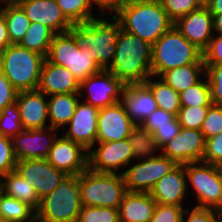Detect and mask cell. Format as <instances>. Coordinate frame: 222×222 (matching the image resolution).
I'll return each mask as SVG.
<instances>
[{
  "label": "cell",
  "mask_w": 222,
  "mask_h": 222,
  "mask_svg": "<svg viewBox=\"0 0 222 222\" xmlns=\"http://www.w3.org/2000/svg\"><path fill=\"white\" fill-rule=\"evenodd\" d=\"M175 28L200 50H204L214 36L213 16L207 6L191 11L174 22Z\"/></svg>",
  "instance_id": "obj_18"
},
{
  "label": "cell",
  "mask_w": 222,
  "mask_h": 222,
  "mask_svg": "<svg viewBox=\"0 0 222 222\" xmlns=\"http://www.w3.org/2000/svg\"><path fill=\"white\" fill-rule=\"evenodd\" d=\"M128 140L131 145L133 160L149 159L158 156L159 154L156 155V152L161 151L152 134L141 124H137L131 129Z\"/></svg>",
  "instance_id": "obj_30"
},
{
  "label": "cell",
  "mask_w": 222,
  "mask_h": 222,
  "mask_svg": "<svg viewBox=\"0 0 222 222\" xmlns=\"http://www.w3.org/2000/svg\"><path fill=\"white\" fill-rule=\"evenodd\" d=\"M45 59L35 51L11 44L0 52V69L18 92L37 90Z\"/></svg>",
  "instance_id": "obj_6"
},
{
  "label": "cell",
  "mask_w": 222,
  "mask_h": 222,
  "mask_svg": "<svg viewBox=\"0 0 222 222\" xmlns=\"http://www.w3.org/2000/svg\"><path fill=\"white\" fill-rule=\"evenodd\" d=\"M113 16L124 31L152 45L174 25L160 0L128 2Z\"/></svg>",
  "instance_id": "obj_3"
},
{
  "label": "cell",
  "mask_w": 222,
  "mask_h": 222,
  "mask_svg": "<svg viewBox=\"0 0 222 222\" xmlns=\"http://www.w3.org/2000/svg\"><path fill=\"white\" fill-rule=\"evenodd\" d=\"M176 115L165 110L157 108L143 122L142 126L151 134L157 129V126L170 125Z\"/></svg>",
  "instance_id": "obj_47"
},
{
  "label": "cell",
  "mask_w": 222,
  "mask_h": 222,
  "mask_svg": "<svg viewBox=\"0 0 222 222\" xmlns=\"http://www.w3.org/2000/svg\"><path fill=\"white\" fill-rule=\"evenodd\" d=\"M212 16L214 32L222 35V14H212Z\"/></svg>",
  "instance_id": "obj_53"
},
{
  "label": "cell",
  "mask_w": 222,
  "mask_h": 222,
  "mask_svg": "<svg viewBox=\"0 0 222 222\" xmlns=\"http://www.w3.org/2000/svg\"><path fill=\"white\" fill-rule=\"evenodd\" d=\"M200 131L206 139L216 136L222 132V106L212 104L207 112Z\"/></svg>",
  "instance_id": "obj_41"
},
{
  "label": "cell",
  "mask_w": 222,
  "mask_h": 222,
  "mask_svg": "<svg viewBox=\"0 0 222 222\" xmlns=\"http://www.w3.org/2000/svg\"><path fill=\"white\" fill-rule=\"evenodd\" d=\"M184 167L187 188L190 183L196 194L198 202L196 207L213 208L222 213V174L220 166L200 161L184 164Z\"/></svg>",
  "instance_id": "obj_9"
},
{
  "label": "cell",
  "mask_w": 222,
  "mask_h": 222,
  "mask_svg": "<svg viewBox=\"0 0 222 222\" xmlns=\"http://www.w3.org/2000/svg\"><path fill=\"white\" fill-rule=\"evenodd\" d=\"M81 208L79 175L65 174L58 187L40 200L36 222H77Z\"/></svg>",
  "instance_id": "obj_5"
},
{
  "label": "cell",
  "mask_w": 222,
  "mask_h": 222,
  "mask_svg": "<svg viewBox=\"0 0 222 222\" xmlns=\"http://www.w3.org/2000/svg\"><path fill=\"white\" fill-rule=\"evenodd\" d=\"M46 58L51 63L66 67L79 82L102 70L91 59L90 51L80 49L68 31L54 34Z\"/></svg>",
  "instance_id": "obj_8"
},
{
  "label": "cell",
  "mask_w": 222,
  "mask_h": 222,
  "mask_svg": "<svg viewBox=\"0 0 222 222\" xmlns=\"http://www.w3.org/2000/svg\"><path fill=\"white\" fill-rule=\"evenodd\" d=\"M201 6H207L210 0H197Z\"/></svg>",
  "instance_id": "obj_54"
},
{
  "label": "cell",
  "mask_w": 222,
  "mask_h": 222,
  "mask_svg": "<svg viewBox=\"0 0 222 222\" xmlns=\"http://www.w3.org/2000/svg\"><path fill=\"white\" fill-rule=\"evenodd\" d=\"M46 160L65 174L79 175L88 168V150L64 134L57 135Z\"/></svg>",
  "instance_id": "obj_15"
},
{
  "label": "cell",
  "mask_w": 222,
  "mask_h": 222,
  "mask_svg": "<svg viewBox=\"0 0 222 222\" xmlns=\"http://www.w3.org/2000/svg\"><path fill=\"white\" fill-rule=\"evenodd\" d=\"M205 144L206 140L200 130L181 128L161 149V153L178 165L200 162L205 154Z\"/></svg>",
  "instance_id": "obj_14"
},
{
  "label": "cell",
  "mask_w": 222,
  "mask_h": 222,
  "mask_svg": "<svg viewBox=\"0 0 222 222\" xmlns=\"http://www.w3.org/2000/svg\"><path fill=\"white\" fill-rule=\"evenodd\" d=\"M210 106H181L177 119L181 128L200 130Z\"/></svg>",
  "instance_id": "obj_37"
},
{
  "label": "cell",
  "mask_w": 222,
  "mask_h": 222,
  "mask_svg": "<svg viewBox=\"0 0 222 222\" xmlns=\"http://www.w3.org/2000/svg\"><path fill=\"white\" fill-rule=\"evenodd\" d=\"M91 2L93 6L97 5L99 7V11H102L101 16H106L105 13L108 12L117 13L129 2V0H91Z\"/></svg>",
  "instance_id": "obj_50"
},
{
  "label": "cell",
  "mask_w": 222,
  "mask_h": 222,
  "mask_svg": "<svg viewBox=\"0 0 222 222\" xmlns=\"http://www.w3.org/2000/svg\"><path fill=\"white\" fill-rule=\"evenodd\" d=\"M0 204H1V187H0ZM0 218H1V205H0Z\"/></svg>",
  "instance_id": "obj_57"
},
{
  "label": "cell",
  "mask_w": 222,
  "mask_h": 222,
  "mask_svg": "<svg viewBox=\"0 0 222 222\" xmlns=\"http://www.w3.org/2000/svg\"><path fill=\"white\" fill-rule=\"evenodd\" d=\"M144 1H158V0H129V2H144Z\"/></svg>",
  "instance_id": "obj_56"
},
{
  "label": "cell",
  "mask_w": 222,
  "mask_h": 222,
  "mask_svg": "<svg viewBox=\"0 0 222 222\" xmlns=\"http://www.w3.org/2000/svg\"><path fill=\"white\" fill-rule=\"evenodd\" d=\"M202 76H205V64H187L165 71L160 78L180 93L198 83Z\"/></svg>",
  "instance_id": "obj_28"
},
{
  "label": "cell",
  "mask_w": 222,
  "mask_h": 222,
  "mask_svg": "<svg viewBox=\"0 0 222 222\" xmlns=\"http://www.w3.org/2000/svg\"><path fill=\"white\" fill-rule=\"evenodd\" d=\"M120 103L136 125L142 124L158 108L153 93L145 83L126 85Z\"/></svg>",
  "instance_id": "obj_22"
},
{
  "label": "cell",
  "mask_w": 222,
  "mask_h": 222,
  "mask_svg": "<svg viewBox=\"0 0 222 222\" xmlns=\"http://www.w3.org/2000/svg\"><path fill=\"white\" fill-rule=\"evenodd\" d=\"M160 2L173 22L201 7L197 0H160Z\"/></svg>",
  "instance_id": "obj_39"
},
{
  "label": "cell",
  "mask_w": 222,
  "mask_h": 222,
  "mask_svg": "<svg viewBox=\"0 0 222 222\" xmlns=\"http://www.w3.org/2000/svg\"><path fill=\"white\" fill-rule=\"evenodd\" d=\"M23 130L20 112L16 102L0 111V135L12 138Z\"/></svg>",
  "instance_id": "obj_36"
},
{
  "label": "cell",
  "mask_w": 222,
  "mask_h": 222,
  "mask_svg": "<svg viewBox=\"0 0 222 222\" xmlns=\"http://www.w3.org/2000/svg\"><path fill=\"white\" fill-rule=\"evenodd\" d=\"M17 172L31 186L41 200L53 192L59 185L65 173L52 166L46 159H28L18 161Z\"/></svg>",
  "instance_id": "obj_13"
},
{
  "label": "cell",
  "mask_w": 222,
  "mask_h": 222,
  "mask_svg": "<svg viewBox=\"0 0 222 222\" xmlns=\"http://www.w3.org/2000/svg\"><path fill=\"white\" fill-rule=\"evenodd\" d=\"M47 95L38 91H20L16 97L22 127L27 130L44 129L50 127L48 121Z\"/></svg>",
  "instance_id": "obj_21"
},
{
  "label": "cell",
  "mask_w": 222,
  "mask_h": 222,
  "mask_svg": "<svg viewBox=\"0 0 222 222\" xmlns=\"http://www.w3.org/2000/svg\"><path fill=\"white\" fill-rule=\"evenodd\" d=\"M48 101V118L51 128H65L75 113L79 103V93H63L47 96Z\"/></svg>",
  "instance_id": "obj_26"
},
{
  "label": "cell",
  "mask_w": 222,
  "mask_h": 222,
  "mask_svg": "<svg viewBox=\"0 0 222 222\" xmlns=\"http://www.w3.org/2000/svg\"><path fill=\"white\" fill-rule=\"evenodd\" d=\"M1 218L5 222H36V211L28 204L5 195L1 189Z\"/></svg>",
  "instance_id": "obj_33"
},
{
  "label": "cell",
  "mask_w": 222,
  "mask_h": 222,
  "mask_svg": "<svg viewBox=\"0 0 222 222\" xmlns=\"http://www.w3.org/2000/svg\"><path fill=\"white\" fill-rule=\"evenodd\" d=\"M184 165L163 176L149 192L157 204L183 206L188 194ZM183 203V204H182Z\"/></svg>",
  "instance_id": "obj_24"
},
{
  "label": "cell",
  "mask_w": 222,
  "mask_h": 222,
  "mask_svg": "<svg viewBox=\"0 0 222 222\" xmlns=\"http://www.w3.org/2000/svg\"><path fill=\"white\" fill-rule=\"evenodd\" d=\"M77 222H120L119 211L108 207L82 205Z\"/></svg>",
  "instance_id": "obj_38"
},
{
  "label": "cell",
  "mask_w": 222,
  "mask_h": 222,
  "mask_svg": "<svg viewBox=\"0 0 222 222\" xmlns=\"http://www.w3.org/2000/svg\"><path fill=\"white\" fill-rule=\"evenodd\" d=\"M202 161L212 165H222V132L206 139L205 154Z\"/></svg>",
  "instance_id": "obj_45"
},
{
  "label": "cell",
  "mask_w": 222,
  "mask_h": 222,
  "mask_svg": "<svg viewBox=\"0 0 222 222\" xmlns=\"http://www.w3.org/2000/svg\"><path fill=\"white\" fill-rule=\"evenodd\" d=\"M151 60L152 44L121 29L108 70L125 85L144 83L152 75Z\"/></svg>",
  "instance_id": "obj_1"
},
{
  "label": "cell",
  "mask_w": 222,
  "mask_h": 222,
  "mask_svg": "<svg viewBox=\"0 0 222 222\" xmlns=\"http://www.w3.org/2000/svg\"><path fill=\"white\" fill-rule=\"evenodd\" d=\"M135 125L120 102L100 108L97 119L96 143L127 139Z\"/></svg>",
  "instance_id": "obj_17"
},
{
  "label": "cell",
  "mask_w": 222,
  "mask_h": 222,
  "mask_svg": "<svg viewBox=\"0 0 222 222\" xmlns=\"http://www.w3.org/2000/svg\"><path fill=\"white\" fill-rule=\"evenodd\" d=\"M221 219L222 213L216 209L194 206L191 211L184 210L182 222H220Z\"/></svg>",
  "instance_id": "obj_43"
},
{
  "label": "cell",
  "mask_w": 222,
  "mask_h": 222,
  "mask_svg": "<svg viewBox=\"0 0 222 222\" xmlns=\"http://www.w3.org/2000/svg\"><path fill=\"white\" fill-rule=\"evenodd\" d=\"M0 187L5 195L11 196L31 206L35 211L40 205V199L31 186L16 170L1 176Z\"/></svg>",
  "instance_id": "obj_27"
},
{
  "label": "cell",
  "mask_w": 222,
  "mask_h": 222,
  "mask_svg": "<svg viewBox=\"0 0 222 222\" xmlns=\"http://www.w3.org/2000/svg\"><path fill=\"white\" fill-rule=\"evenodd\" d=\"M207 7L211 14H222V0H210Z\"/></svg>",
  "instance_id": "obj_52"
},
{
  "label": "cell",
  "mask_w": 222,
  "mask_h": 222,
  "mask_svg": "<svg viewBox=\"0 0 222 222\" xmlns=\"http://www.w3.org/2000/svg\"><path fill=\"white\" fill-rule=\"evenodd\" d=\"M120 22L112 16V22L102 15L85 23L73 24L68 32L76 45L90 51L91 59L101 69L108 70L113 64L116 41L121 30Z\"/></svg>",
  "instance_id": "obj_2"
},
{
  "label": "cell",
  "mask_w": 222,
  "mask_h": 222,
  "mask_svg": "<svg viewBox=\"0 0 222 222\" xmlns=\"http://www.w3.org/2000/svg\"><path fill=\"white\" fill-rule=\"evenodd\" d=\"M17 4L31 23L40 22L55 34L67 32L73 25L55 0H18Z\"/></svg>",
  "instance_id": "obj_20"
},
{
  "label": "cell",
  "mask_w": 222,
  "mask_h": 222,
  "mask_svg": "<svg viewBox=\"0 0 222 222\" xmlns=\"http://www.w3.org/2000/svg\"><path fill=\"white\" fill-rule=\"evenodd\" d=\"M3 7L0 8V12L5 18L10 42L11 44H18L31 22L17 3L6 4Z\"/></svg>",
  "instance_id": "obj_32"
},
{
  "label": "cell",
  "mask_w": 222,
  "mask_h": 222,
  "mask_svg": "<svg viewBox=\"0 0 222 222\" xmlns=\"http://www.w3.org/2000/svg\"><path fill=\"white\" fill-rule=\"evenodd\" d=\"M80 82L64 66L44 60L37 90L47 96L63 93H79Z\"/></svg>",
  "instance_id": "obj_23"
},
{
  "label": "cell",
  "mask_w": 222,
  "mask_h": 222,
  "mask_svg": "<svg viewBox=\"0 0 222 222\" xmlns=\"http://www.w3.org/2000/svg\"><path fill=\"white\" fill-rule=\"evenodd\" d=\"M204 64H222V35L216 34L203 50Z\"/></svg>",
  "instance_id": "obj_48"
},
{
  "label": "cell",
  "mask_w": 222,
  "mask_h": 222,
  "mask_svg": "<svg viewBox=\"0 0 222 222\" xmlns=\"http://www.w3.org/2000/svg\"><path fill=\"white\" fill-rule=\"evenodd\" d=\"M154 77L151 75L144 83L153 93L157 107L177 116L181 108L180 94L159 76L158 81L153 80Z\"/></svg>",
  "instance_id": "obj_29"
},
{
  "label": "cell",
  "mask_w": 222,
  "mask_h": 222,
  "mask_svg": "<svg viewBox=\"0 0 222 222\" xmlns=\"http://www.w3.org/2000/svg\"><path fill=\"white\" fill-rule=\"evenodd\" d=\"M99 108L94 107L85 101H79L75 113L67 124L69 129L64 135L66 138L81 144L86 150L97 146V119Z\"/></svg>",
  "instance_id": "obj_19"
},
{
  "label": "cell",
  "mask_w": 222,
  "mask_h": 222,
  "mask_svg": "<svg viewBox=\"0 0 222 222\" xmlns=\"http://www.w3.org/2000/svg\"><path fill=\"white\" fill-rule=\"evenodd\" d=\"M205 76L209 82L212 104L222 106V64H205Z\"/></svg>",
  "instance_id": "obj_40"
},
{
  "label": "cell",
  "mask_w": 222,
  "mask_h": 222,
  "mask_svg": "<svg viewBox=\"0 0 222 222\" xmlns=\"http://www.w3.org/2000/svg\"><path fill=\"white\" fill-rule=\"evenodd\" d=\"M79 186L84 206L118 209L128 192L121 173H99L89 168L79 174Z\"/></svg>",
  "instance_id": "obj_7"
},
{
  "label": "cell",
  "mask_w": 222,
  "mask_h": 222,
  "mask_svg": "<svg viewBox=\"0 0 222 222\" xmlns=\"http://www.w3.org/2000/svg\"><path fill=\"white\" fill-rule=\"evenodd\" d=\"M54 34L49 27L40 22L30 23L18 45L47 57Z\"/></svg>",
  "instance_id": "obj_31"
},
{
  "label": "cell",
  "mask_w": 222,
  "mask_h": 222,
  "mask_svg": "<svg viewBox=\"0 0 222 222\" xmlns=\"http://www.w3.org/2000/svg\"><path fill=\"white\" fill-rule=\"evenodd\" d=\"M3 1L4 3L6 2L5 4H11V3H17L18 0H0V2H3Z\"/></svg>",
  "instance_id": "obj_55"
},
{
  "label": "cell",
  "mask_w": 222,
  "mask_h": 222,
  "mask_svg": "<svg viewBox=\"0 0 222 222\" xmlns=\"http://www.w3.org/2000/svg\"><path fill=\"white\" fill-rule=\"evenodd\" d=\"M65 17L72 23H85L95 19L91 0H55Z\"/></svg>",
  "instance_id": "obj_34"
},
{
  "label": "cell",
  "mask_w": 222,
  "mask_h": 222,
  "mask_svg": "<svg viewBox=\"0 0 222 222\" xmlns=\"http://www.w3.org/2000/svg\"><path fill=\"white\" fill-rule=\"evenodd\" d=\"M178 164L160 153L158 156L139 160L121 172L128 192L149 193L154 185Z\"/></svg>",
  "instance_id": "obj_10"
},
{
  "label": "cell",
  "mask_w": 222,
  "mask_h": 222,
  "mask_svg": "<svg viewBox=\"0 0 222 222\" xmlns=\"http://www.w3.org/2000/svg\"><path fill=\"white\" fill-rule=\"evenodd\" d=\"M9 45H11V42L8 35V29L5 18L0 12V52L4 51Z\"/></svg>",
  "instance_id": "obj_51"
},
{
  "label": "cell",
  "mask_w": 222,
  "mask_h": 222,
  "mask_svg": "<svg viewBox=\"0 0 222 222\" xmlns=\"http://www.w3.org/2000/svg\"><path fill=\"white\" fill-rule=\"evenodd\" d=\"M184 206L157 204L149 222H182Z\"/></svg>",
  "instance_id": "obj_44"
},
{
  "label": "cell",
  "mask_w": 222,
  "mask_h": 222,
  "mask_svg": "<svg viewBox=\"0 0 222 222\" xmlns=\"http://www.w3.org/2000/svg\"><path fill=\"white\" fill-rule=\"evenodd\" d=\"M125 86L109 70L102 69L80 82L79 95L80 98H84L85 94L82 91L85 90L87 98L84 101L100 109L120 102Z\"/></svg>",
  "instance_id": "obj_11"
},
{
  "label": "cell",
  "mask_w": 222,
  "mask_h": 222,
  "mask_svg": "<svg viewBox=\"0 0 222 222\" xmlns=\"http://www.w3.org/2000/svg\"><path fill=\"white\" fill-rule=\"evenodd\" d=\"M57 135V129L51 127L35 130L23 129L11 138L17 162L28 159H46Z\"/></svg>",
  "instance_id": "obj_16"
},
{
  "label": "cell",
  "mask_w": 222,
  "mask_h": 222,
  "mask_svg": "<svg viewBox=\"0 0 222 222\" xmlns=\"http://www.w3.org/2000/svg\"><path fill=\"white\" fill-rule=\"evenodd\" d=\"M181 125L177 116L170 121V125L157 126L152 136L157 141L158 147L162 149L169 141H171L180 131Z\"/></svg>",
  "instance_id": "obj_46"
},
{
  "label": "cell",
  "mask_w": 222,
  "mask_h": 222,
  "mask_svg": "<svg viewBox=\"0 0 222 222\" xmlns=\"http://www.w3.org/2000/svg\"><path fill=\"white\" fill-rule=\"evenodd\" d=\"M11 138L0 135V177L16 169Z\"/></svg>",
  "instance_id": "obj_42"
},
{
  "label": "cell",
  "mask_w": 222,
  "mask_h": 222,
  "mask_svg": "<svg viewBox=\"0 0 222 222\" xmlns=\"http://www.w3.org/2000/svg\"><path fill=\"white\" fill-rule=\"evenodd\" d=\"M18 91L0 69V111L7 105L16 102Z\"/></svg>",
  "instance_id": "obj_49"
},
{
  "label": "cell",
  "mask_w": 222,
  "mask_h": 222,
  "mask_svg": "<svg viewBox=\"0 0 222 222\" xmlns=\"http://www.w3.org/2000/svg\"><path fill=\"white\" fill-rule=\"evenodd\" d=\"M156 206L149 193L127 192L118 208L120 222H149Z\"/></svg>",
  "instance_id": "obj_25"
},
{
  "label": "cell",
  "mask_w": 222,
  "mask_h": 222,
  "mask_svg": "<svg viewBox=\"0 0 222 222\" xmlns=\"http://www.w3.org/2000/svg\"><path fill=\"white\" fill-rule=\"evenodd\" d=\"M179 94L181 106L198 107L212 105L210 86L206 76H204V78L198 83L180 92Z\"/></svg>",
  "instance_id": "obj_35"
},
{
  "label": "cell",
  "mask_w": 222,
  "mask_h": 222,
  "mask_svg": "<svg viewBox=\"0 0 222 222\" xmlns=\"http://www.w3.org/2000/svg\"><path fill=\"white\" fill-rule=\"evenodd\" d=\"M97 148L88 150V168L99 173H116L121 167L129 166L133 160L130 142L120 141L101 142Z\"/></svg>",
  "instance_id": "obj_12"
},
{
  "label": "cell",
  "mask_w": 222,
  "mask_h": 222,
  "mask_svg": "<svg viewBox=\"0 0 222 222\" xmlns=\"http://www.w3.org/2000/svg\"><path fill=\"white\" fill-rule=\"evenodd\" d=\"M187 64H204L203 51L173 25L152 45L151 73L160 77L165 71Z\"/></svg>",
  "instance_id": "obj_4"
}]
</instances>
